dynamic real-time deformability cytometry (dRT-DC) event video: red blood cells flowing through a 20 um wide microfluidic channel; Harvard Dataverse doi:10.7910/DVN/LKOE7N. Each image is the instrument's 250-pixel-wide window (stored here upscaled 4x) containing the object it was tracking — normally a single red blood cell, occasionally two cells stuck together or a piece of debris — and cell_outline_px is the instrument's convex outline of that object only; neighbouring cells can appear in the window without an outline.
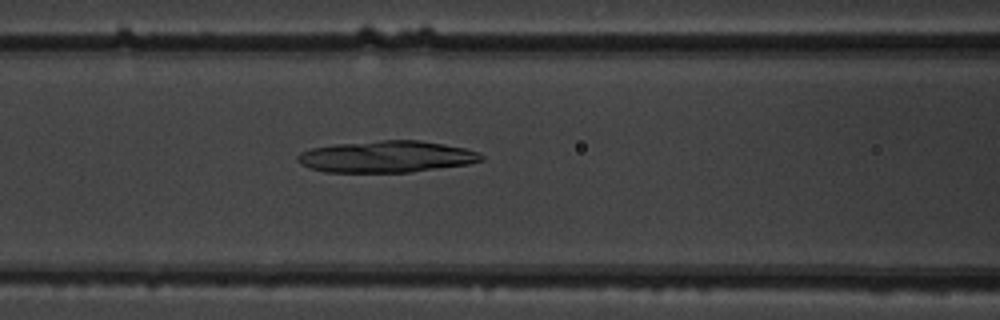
{"species": "common noctule bat (a hibernating species)", "species_latin": "Nyctalus noctula", "temperature_condition": "warm", "stored_images_in_passage": 52, "camera_frame_rate_fps": 3000, "um_per_image_px": 0.085, "animal": {"sex": "male", "body_mass_g": 19.5, "forearm_length_mm": 54.6}, "frame": {"image": 1, "passage_image": 22, "time_ms": 7.0, "image_size_px": [1000, 320], "cell_outline_px": [[484, 160], [468, 164], [408, 172], [324, 172], [308, 168], [300, 164], [296, 160], [296, 156], [300, 152], [312, 148], [336, 144], [380, 140], [420, 140], [444, 144], [464, 148], [476, 152], [484, 156]], "centroid_in_image_um": [32.81, 13.32], "position_along_channel_um": 133.8, "area_um2": 33.87}}
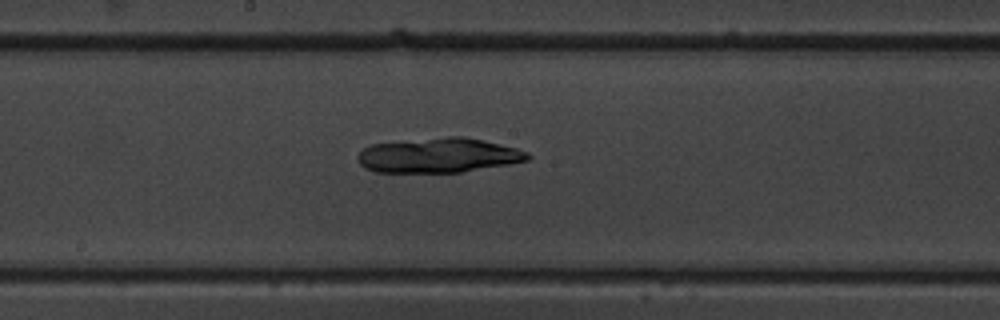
{"frame": {"image": 2, "passage_image": 28, "time_ms": 9.0, "image_size_px": [1000, 320], "cell_outline_px": [[532, 156], [528, 160], [508, 164], [460, 172], [376, 172], [364, 168], [360, 164], [356, 156], [364, 148], [372, 144], [448, 136], [464, 136], [484, 140], [516, 148], [528, 152]], "centroid_in_image_um": [37.28, 13.2], "position_along_channel_um": 210.9, "area_um2": 34.28}}
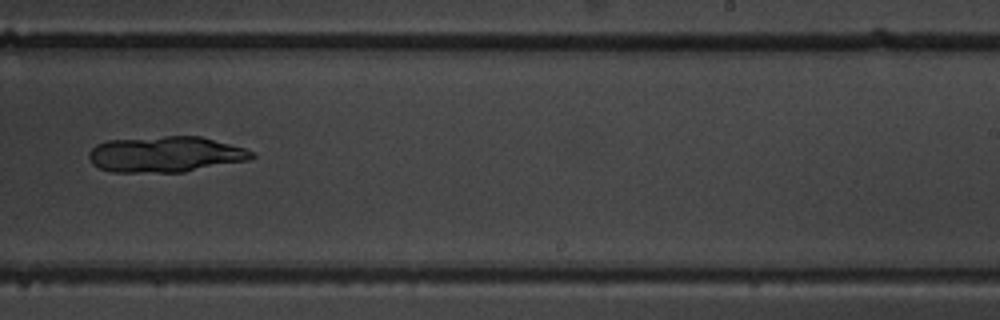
{"frame": {"image": 3, "passage_image": 33, "time_ms": 10.667, "image_size_px": [1000, 320], "cell_outline_px": [[256, 156], [248, 160], [184, 172], [112, 172], [100, 168], [92, 164], [88, 156], [88, 152], [96, 144], [108, 140], [164, 136], [200, 136], [244, 148], [256, 152]], "centroid_in_image_um": [14.06, 13.11], "position_along_channel_um": 274.9, "area_um2": 34.1}}